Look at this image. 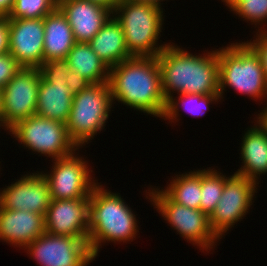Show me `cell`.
I'll list each match as a JSON object with an SVG mask.
<instances>
[{"label": "cell", "instance_id": "1", "mask_svg": "<svg viewBox=\"0 0 267 266\" xmlns=\"http://www.w3.org/2000/svg\"><path fill=\"white\" fill-rule=\"evenodd\" d=\"M108 83L112 101L162 118L166 98L162 91L157 57H130L110 68Z\"/></svg>", "mask_w": 267, "mask_h": 266}, {"label": "cell", "instance_id": "2", "mask_svg": "<svg viewBox=\"0 0 267 266\" xmlns=\"http://www.w3.org/2000/svg\"><path fill=\"white\" fill-rule=\"evenodd\" d=\"M157 60L166 100L174 91L177 94H219L218 49L200 56L169 44Z\"/></svg>", "mask_w": 267, "mask_h": 266}, {"label": "cell", "instance_id": "3", "mask_svg": "<svg viewBox=\"0 0 267 266\" xmlns=\"http://www.w3.org/2000/svg\"><path fill=\"white\" fill-rule=\"evenodd\" d=\"M135 217L119 193H111L97 183L89 197L88 244L94 258L102 242H132L139 232Z\"/></svg>", "mask_w": 267, "mask_h": 266}, {"label": "cell", "instance_id": "4", "mask_svg": "<svg viewBox=\"0 0 267 266\" xmlns=\"http://www.w3.org/2000/svg\"><path fill=\"white\" fill-rule=\"evenodd\" d=\"M219 94L226 86L260 100L267 98V79L259 56L247 43H231L218 50Z\"/></svg>", "mask_w": 267, "mask_h": 266}, {"label": "cell", "instance_id": "5", "mask_svg": "<svg viewBox=\"0 0 267 266\" xmlns=\"http://www.w3.org/2000/svg\"><path fill=\"white\" fill-rule=\"evenodd\" d=\"M113 14L123 28L125 45L132 57H157L171 44L157 45L164 20L162 9L119 0Z\"/></svg>", "mask_w": 267, "mask_h": 266}, {"label": "cell", "instance_id": "6", "mask_svg": "<svg viewBox=\"0 0 267 266\" xmlns=\"http://www.w3.org/2000/svg\"><path fill=\"white\" fill-rule=\"evenodd\" d=\"M112 103L108 82L90 84L73 96L66 127L71 140L78 148L88 144L98 131L105 128Z\"/></svg>", "mask_w": 267, "mask_h": 266}, {"label": "cell", "instance_id": "7", "mask_svg": "<svg viewBox=\"0 0 267 266\" xmlns=\"http://www.w3.org/2000/svg\"><path fill=\"white\" fill-rule=\"evenodd\" d=\"M26 148L52 157H67L79 148L71 140L66 124L38 115L18 121L9 130Z\"/></svg>", "mask_w": 267, "mask_h": 266}, {"label": "cell", "instance_id": "8", "mask_svg": "<svg viewBox=\"0 0 267 266\" xmlns=\"http://www.w3.org/2000/svg\"><path fill=\"white\" fill-rule=\"evenodd\" d=\"M150 191V193H149ZM149 200L160 212L164 220L177 230L180 236L197 245L206 252L212 249L219 238L212 231L209 216L200 209L185 207L172 202L161 190H149Z\"/></svg>", "mask_w": 267, "mask_h": 266}, {"label": "cell", "instance_id": "9", "mask_svg": "<svg viewBox=\"0 0 267 266\" xmlns=\"http://www.w3.org/2000/svg\"><path fill=\"white\" fill-rule=\"evenodd\" d=\"M39 70L41 78L35 114L66 124L74 96L65 80L71 71L69 63L66 59L46 61Z\"/></svg>", "mask_w": 267, "mask_h": 266}, {"label": "cell", "instance_id": "10", "mask_svg": "<svg viewBox=\"0 0 267 266\" xmlns=\"http://www.w3.org/2000/svg\"><path fill=\"white\" fill-rule=\"evenodd\" d=\"M40 78L39 68L21 67L1 89L0 127L9 130L18 121L35 115Z\"/></svg>", "mask_w": 267, "mask_h": 266}, {"label": "cell", "instance_id": "11", "mask_svg": "<svg viewBox=\"0 0 267 266\" xmlns=\"http://www.w3.org/2000/svg\"><path fill=\"white\" fill-rule=\"evenodd\" d=\"M25 249L40 266H87L94 260L83 238L44 232Z\"/></svg>", "mask_w": 267, "mask_h": 266}, {"label": "cell", "instance_id": "12", "mask_svg": "<svg viewBox=\"0 0 267 266\" xmlns=\"http://www.w3.org/2000/svg\"><path fill=\"white\" fill-rule=\"evenodd\" d=\"M257 183L236 174L225 181L222 196L209 216L212 231L222 238L229 228L248 213L257 190Z\"/></svg>", "mask_w": 267, "mask_h": 266}, {"label": "cell", "instance_id": "13", "mask_svg": "<svg viewBox=\"0 0 267 266\" xmlns=\"http://www.w3.org/2000/svg\"><path fill=\"white\" fill-rule=\"evenodd\" d=\"M49 174L43 173L48 182L51 199H80L90 197L97 184L91 178V172L85 159L75 155L54 160Z\"/></svg>", "mask_w": 267, "mask_h": 266}, {"label": "cell", "instance_id": "14", "mask_svg": "<svg viewBox=\"0 0 267 266\" xmlns=\"http://www.w3.org/2000/svg\"><path fill=\"white\" fill-rule=\"evenodd\" d=\"M44 219L45 232L83 238L88 242L89 197L51 199Z\"/></svg>", "mask_w": 267, "mask_h": 266}, {"label": "cell", "instance_id": "15", "mask_svg": "<svg viewBox=\"0 0 267 266\" xmlns=\"http://www.w3.org/2000/svg\"><path fill=\"white\" fill-rule=\"evenodd\" d=\"M44 18H10L9 54L21 67L39 68L43 63Z\"/></svg>", "mask_w": 267, "mask_h": 266}, {"label": "cell", "instance_id": "16", "mask_svg": "<svg viewBox=\"0 0 267 266\" xmlns=\"http://www.w3.org/2000/svg\"><path fill=\"white\" fill-rule=\"evenodd\" d=\"M51 197L48 182L41 173L25 174L0 192V206L45 215Z\"/></svg>", "mask_w": 267, "mask_h": 266}, {"label": "cell", "instance_id": "17", "mask_svg": "<svg viewBox=\"0 0 267 266\" xmlns=\"http://www.w3.org/2000/svg\"><path fill=\"white\" fill-rule=\"evenodd\" d=\"M76 42L88 43L113 15V10L89 0H59Z\"/></svg>", "mask_w": 267, "mask_h": 266}, {"label": "cell", "instance_id": "18", "mask_svg": "<svg viewBox=\"0 0 267 266\" xmlns=\"http://www.w3.org/2000/svg\"><path fill=\"white\" fill-rule=\"evenodd\" d=\"M44 216L0 206V240L24 249L45 232Z\"/></svg>", "mask_w": 267, "mask_h": 266}, {"label": "cell", "instance_id": "19", "mask_svg": "<svg viewBox=\"0 0 267 266\" xmlns=\"http://www.w3.org/2000/svg\"><path fill=\"white\" fill-rule=\"evenodd\" d=\"M257 124L256 121L255 126L249 128L242 138L240 152L243 166L234 174L246 177L258 185L260 175L267 173V133Z\"/></svg>", "mask_w": 267, "mask_h": 266}, {"label": "cell", "instance_id": "20", "mask_svg": "<svg viewBox=\"0 0 267 266\" xmlns=\"http://www.w3.org/2000/svg\"><path fill=\"white\" fill-rule=\"evenodd\" d=\"M75 43L76 40L69 22L61 10L56 7L44 17V62L66 59Z\"/></svg>", "mask_w": 267, "mask_h": 266}, {"label": "cell", "instance_id": "21", "mask_svg": "<svg viewBox=\"0 0 267 266\" xmlns=\"http://www.w3.org/2000/svg\"><path fill=\"white\" fill-rule=\"evenodd\" d=\"M88 44L109 68L132 57L125 45L123 28L114 15L109 18Z\"/></svg>", "mask_w": 267, "mask_h": 266}, {"label": "cell", "instance_id": "22", "mask_svg": "<svg viewBox=\"0 0 267 266\" xmlns=\"http://www.w3.org/2000/svg\"><path fill=\"white\" fill-rule=\"evenodd\" d=\"M66 60L71 70L83 76L91 84L108 82L110 68L88 43L76 42L68 52Z\"/></svg>", "mask_w": 267, "mask_h": 266}, {"label": "cell", "instance_id": "23", "mask_svg": "<svg viewBox=\"0 0 267 266\" xmlns=\"http://www.w3.org/2000/svg\"><path fill=\"white\" fill-rule=\"evenodd\" d=\"M177 176V177H176ZM161 191L172 201L185 207L200 209L201 170L176 175Z\"/></svg>", "mask_w": 267, "mask_h": 266}, {"label": "cell", "instance_id": "24", "mask_svg": "<svg viewBox=\"0 0 267 266\" xmlns=\"http://www.w3.org/2000/svg\"><path fill=\"white\" fill-rule=\"evenodd\" d=\"M220 94H207V95H200V94H179L175 99L173 95L166 100V107L164 110V114L162 118L164 120H178L177 116L179 115V104L181 103L183 106V110L185 112L190 113L192 116H202V114L207 110H209V103L216 102L220 99ZM178 100V102H177ZM187 104V105H186Z\"/></svg>", "mask_w": 267, "mask_h": 266}, {"label": "cell", "instance_id": "25", "mask_svg": "<svg viewBox=\"0 0 267 266\" xmlns=\"http://www.w3.org/2000/svg\"><path fill=\"white\" fill-rule=\"evenodd\" d=\"M229 177L221 174L217 170L203 169L201 170V199L200 210L208 216L212 214L218 204L223 190L225 181Z\"/></svg>", "mask_w": 267, "mask_h": 266}, {"label": "cell", "instance_id": "26", "mask_svg": "<svg viewBox=\"0 0 267 266\" xmlns=\"http://www.w3.org/2000/svg\"><path fill=\"white\" fill-rule=\"evenodd\" d=\"M57 7L56 0H15L9 18H44Z\"/></svg>", "mask_w": 267, "mask_h": 266}, {"label": "cell", "instance_id": "27", "mask_svg": "<svg viewBox=\"0 0 267 266\" xmlns=\"http://www.w3.org/2000/svg\"><path fill=\"white\" fill-rule=\"evenodd\" d=\"M233 12L257 26L267 20V0H244Z\"/></svg>", "mask_w": 267, "mask_h": 266}, {"label": "cell", "instance_id": "28", "mask_svg": "<svg viewBox=\"0 0 267 266\" xmlns=\"http://www.w3.org/2000/svg\"><path fill=\"white\" fill-rule=\"evenodd\" d=\"M21 68L11 54L0 55V89H2L14 74Z\"/></svg>", "mask_w": 267, "mask_h": 266}, {"label": "cell", "instance_id": "29", "mask_svg": "<svg viewBox=\"0 0 267 266\" xmlns=\"http://www.w3.org/2000/svg\"><path fill=\"white\" fill-rule=\"evenodd\" d=\"M257 33H259L257 34L258 36L256 35L257 38L252 42L247 41V43L254 49V51L259 56L265 77L267 79V31L258 30Z\"/></svg>", "mask_w": 267, "mask_h": 266}, {"label": "cell", "instance_id": "30", "mask_svg": "<svg viewBox=\"0 0 267 266\" xmlns=\"http://www.w3.org/2000/svg\"><path fill=\"white\" fill-rule=\"evenodd\" d=\"M70 92L75 95L86 89L91 83L83 76L71 70L65 79Z\"/></svg>", "mask_w": 267, "mask_h": 266}, {"label": "cell", "instance_id": "31", "mask_svg": "<svg viewBox=\"0 0 267 266\" xmlns=\"http://www.w3.org/2000/svg\"><path fill=\"white\" fill-rule=\"evenodd\" d=\"M10 18L0 16V55L9 54Z\"/></svg>", "mask_w": 267, "mask_h": 266}, {"label": "cell", "instance_id": "32", "mask_svg": "<svg viewBox=\"0 0 267 266\" xmlns=\"http://www.w3.org/2000/svg\"><path fill=\"white\" fill-rule=\"evenodd\" d=\"M15 0H0V16H8Z\"/></svg>", "mask_w": 267, "mask_h": 266}, {"label": "cell", "instance_id": "33", "mask_svg": "<svg viewBox=\"0 0 267 266\" xmlns=\"http://www.w3.org/2000/svg\"><path fill=\"white\" fill-rule=\"evenodd\" d=\"M265 109V110H264ZM257 117V123L266 131L267 133V107L264 108Z\"/></svg>", "mask_w": 267, "mask_h": 266}, {"label": "cell", "instance_id": "34", "mask_svg": "<svg viewBox=\"0 0 267 266\" xmlns=\"http://www.w3.org/2000/svg\"><path fill=\"white\" fill-rule=\"evenodd\" d=\"M89 1L103 5L111 10H114L115 6L119 2V0H89Z\"/></svg>", "mask_w": 267, "mask_h": 266}, {"label": "cell", "instance_id": "35", "mask_svg": "<svg viewBox=\"0 0 267 266\" xmlns=\"http://www.w3.org/2000/svg\"><path fill=\"white\" fill-rule=\"evenodd\" d=\"M122 1H127V2H131V3H143V4H149L152 6H155L159 9H163L161 8V1L164 0H122Z\"/></svg>", "mask_w": 267, "mask_h": 266}, {"label": "cell", "instance_id": "36", "mask_svg": "<svg viewBox=\"0 0 267 266\" xmlns=\"http://www.w3.org/2000/svg\"><path fill=\"white\" fill-rule=\"evenodd\" d=\"M242 1L244 0H223L222 2H225L226 6L233 11Z\"/></svg>", "mask_w": 267, "mask_h": 266}]
</instances>
